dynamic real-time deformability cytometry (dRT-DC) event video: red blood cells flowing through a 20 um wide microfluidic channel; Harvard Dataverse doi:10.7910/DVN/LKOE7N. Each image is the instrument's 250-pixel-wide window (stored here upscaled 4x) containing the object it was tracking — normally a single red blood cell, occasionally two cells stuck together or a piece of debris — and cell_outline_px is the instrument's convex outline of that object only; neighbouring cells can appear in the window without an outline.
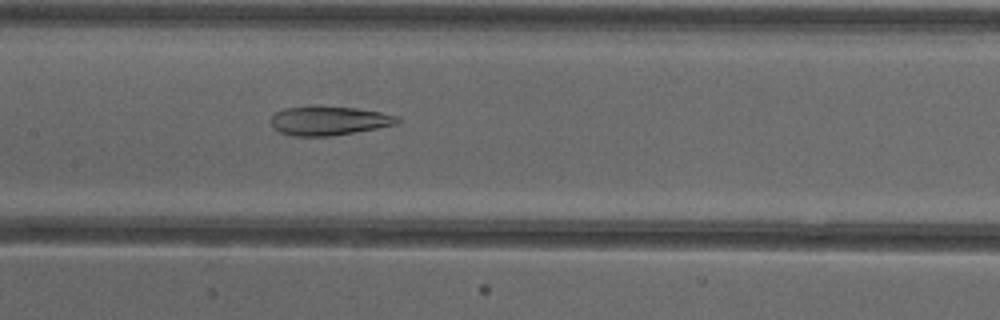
{"species": "common noctule bat (a hibernating species)", "species_latin": "Nyctalus noctula", "temperature_condition": "cold", "stored_images_in_passage": 53, "camera_frame_rate_fps": 3000, "um_per_image_px": 0.085, "animal": {"sex": "female"}, "frame": {"image": 1, "passage_image": 26, "time_ms": 8.333, "image_size_px": [1000, 320], "cell_outline_px": [[400, 120], [396, 124], [376, 128], [332, 136], [292, 136], [280, 132], [272, 124], [272, 116], [276, 112], [284, 108], [356, 108], [380, 112], [400, 116]], "centroid_in_image_um": [28.0, 10.29], "position_along_channel_um": 179.4, "area_um2": 20.63}}
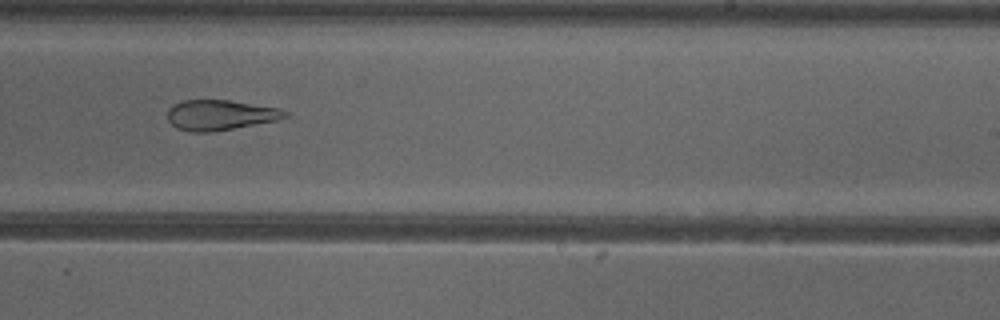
{"frame": {"image": 2, "passage_image": 33, "time_ms": 10.667, "image_size_px": [1000, 320], "cell_outline_px": [[292, 116], [276, 120], [232, 128], [208, 132], [188, 132], [176, 128], [168, 120], [168, 108], [172, 104], [180, 100], [228, 100], [280, 108], [292, 112]], "centroid_in_image_um": [18.73, 9.76], "position_along_channel_um": 270.3, "area_um2": 20.87}}
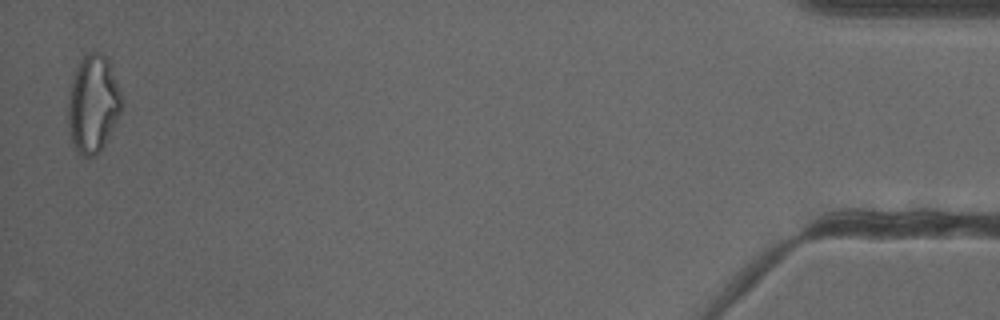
{"frame": {"image": 3, "passage_image": 52, "time_ms": 17.0, "image_size_px": [1000, 320], "cell_outline_px": [[124, 108], [100, 152], [96, 156], [88, 160], [80, 156], [76, 152], [72, 144], [68, 128], [68, 100], [72, 76], [80, 60], [88, 52], [96, 48], [108, 60], [120, 88], [124, 104]], "centroid_in_image_um": [7.91, 8.87], "position_along_channel_um": 427.3, "area_um2": 31.44}, "authors_computed_cell_mechanics": {"area_um2": 27.3394, "velocity_mm_per_s": 3.9154, "shape_relaxation_time_tau1_ms": null, "shape_relaxation_time_tau2_ms": 2.9921, "deformation_change_tau1": null, "deformation_change_tau2": 0.129}}